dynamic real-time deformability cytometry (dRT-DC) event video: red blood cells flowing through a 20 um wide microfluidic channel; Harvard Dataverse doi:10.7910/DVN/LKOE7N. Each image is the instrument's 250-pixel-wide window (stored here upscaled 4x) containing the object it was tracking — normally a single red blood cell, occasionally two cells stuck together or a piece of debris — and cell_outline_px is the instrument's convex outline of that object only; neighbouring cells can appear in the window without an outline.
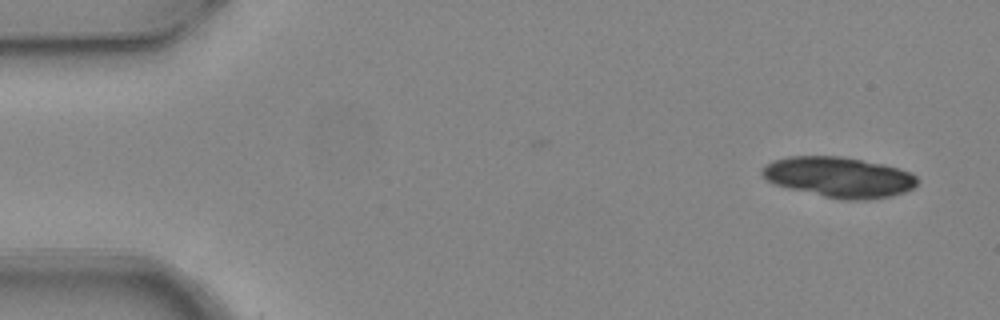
{"species": "common noctule bat (a hibernating species)", "species_latin": "Nyctalus noctula", "temperature_condition": "warm", "stored_images_in_passage": 7, "camera_frame_rate_fps": 3000, "um_per_image_px": 0.085, "animal": {"sex": "female", "body_mass_g": 24.6, "forearm_length_mm": 56.2}, "frame": {"image": 1, "passage_image": 1, "time_ms": 0.0, "image_size_px": [1000, 320], "cell_outline_px": [[916, 184], [912, 188], [904, 192], [892, 196], [868, 200], [840, 200], [788, 188], [776, 184], [768, 180], [760, 172], [764, 164], [772, 160], [788, 156], [840, 156], [884, 164], [912, 172], [916, 176]], "centroid_in_image_um": [71.3, 15.06], "position_along_channel_um": 13.7, "area_um2": 36.7}}
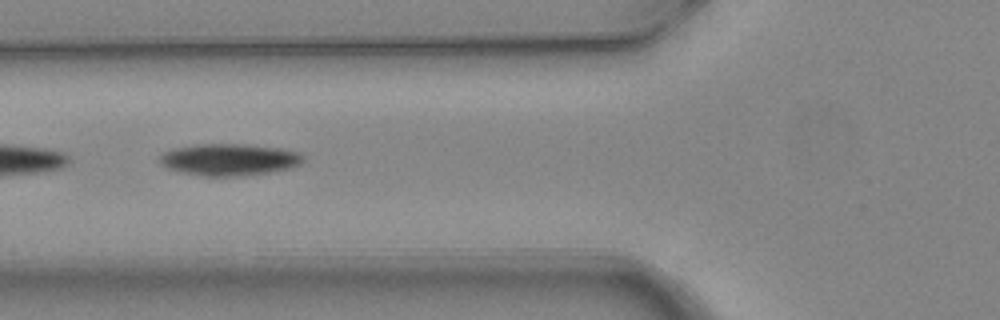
{"frame": {"image": 2, "passage_image": 6, "time_ms": 1.667, "image_size_px": [1000, 320], "cell_outline_px": [[304, 160], [300, 164], [292, 168], [244, 176], [204, 176], [180, 172], [168, 168], [160, 164], [160, 156], [164, 152], [172, 148], [196, 144], [244, 144], [280, 148], [300, 152], [304, 156]], "centroid_in_image_um": [19.5, 13.56], "position_along_channel_um": 106.3, "area_um2": 26.82}}
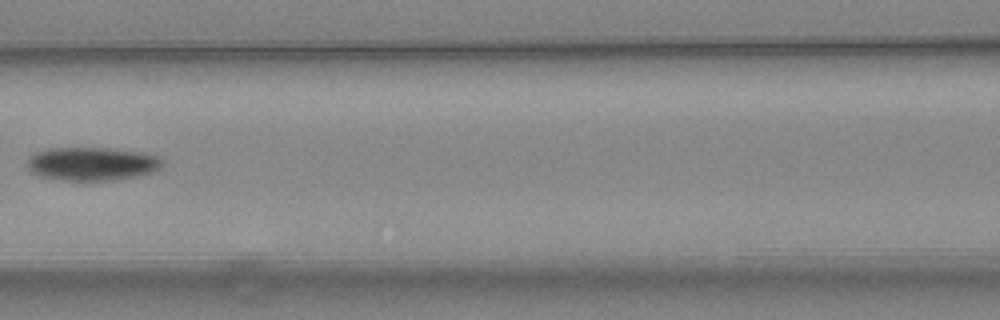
{"frame": {"image": 3, "passage_image": 7, "time_ms": 2.0, "image_size_px": [1000, 320], "cell_outline_px": [[164, 160], [160, 168], [152, 172], [136, 176], [116, 180], [84, 184], [60, 180], [40, 176], [32, 172], [28, 168], [28, 156], [36, 152], [48, 148], [108, 148], [140, 152], [156, 156]], "centroid_in_image_um": [7.78, 13.97], "position_along_channel_um": 158.8, "area_um2": 27.05}}